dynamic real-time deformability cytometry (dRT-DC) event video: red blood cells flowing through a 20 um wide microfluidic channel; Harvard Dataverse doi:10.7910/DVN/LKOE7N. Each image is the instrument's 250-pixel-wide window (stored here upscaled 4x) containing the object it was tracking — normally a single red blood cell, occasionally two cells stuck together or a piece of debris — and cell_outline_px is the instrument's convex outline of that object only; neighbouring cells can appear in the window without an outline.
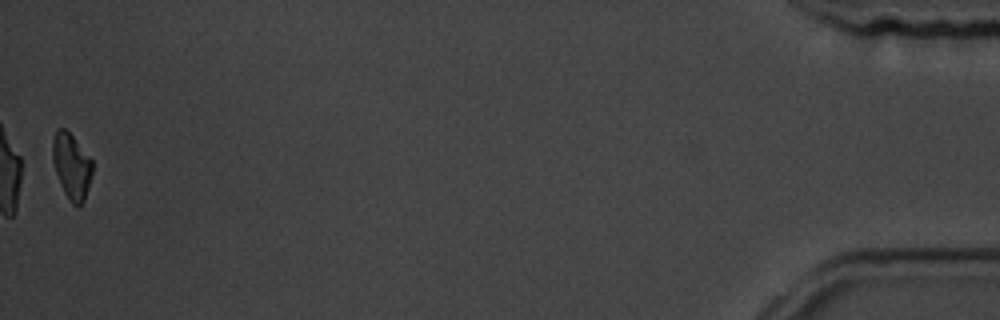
{"species": "common noctule bat (a hibernating species)", "species_latin": "Nyctalus noctula", "temperature_condition": "room temperature", "stored_images_in_passage": 46, "camera_frame_rate_fps": 3000, "um_per_image_px": 0.085, "animal": {"sex": "male", "body_mass_g": 19.5, "forearm_length_mm": 54.6}, "frame": {"image": 1, "passage_image": 46, "time_ms": 15.0, "image_size_px": [1000, 320], "cell_outline_px": [[92, 172], [88, 188], [84, 200], [80, 208], [76, 208], [68, 200], [64, 192], [56, 172], [52, 160], [52, 140], [56, 128], [64, 128], [72, 136], [92, 160]], "centroid_in_image_um": [6.07, 14.15], "position_along_channel_um": 429.1, "area_um2": 15.2}, "authors_computed_cell_mechanics": {"area_um2": 17.051, "velocity_mm_per_s": 3.5986, "shape_relaxation_time_tau1_ms": 3.0435, "shape_relaxation_time_tau2_ms": null, "deformation_change_tau1": 0.1617, "deformation_change_tau2": null}}